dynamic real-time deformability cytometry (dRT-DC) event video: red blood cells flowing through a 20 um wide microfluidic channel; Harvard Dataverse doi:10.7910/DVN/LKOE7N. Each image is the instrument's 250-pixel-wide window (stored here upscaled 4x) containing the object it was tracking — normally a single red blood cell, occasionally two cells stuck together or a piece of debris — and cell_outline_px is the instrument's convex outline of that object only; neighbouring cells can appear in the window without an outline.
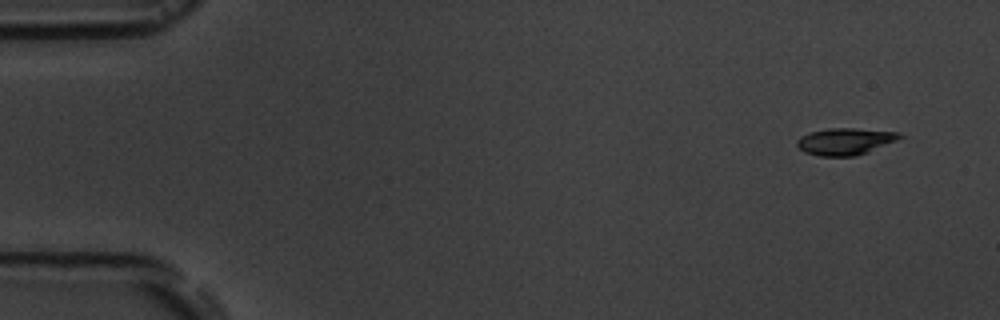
{"species": "common noctule bat (a hibernating species)", "species_latin": "Nyctalus noctula", "temperature_condition": "room temperature", "stored_images_in_passage": 5, "segment_of_instrument_passage": [1, 2], "camera_frame_rate_fps": 3000, "um_per_image_px": 0.085, "animal": {"sex": "male", "body_mass_g": 19.5, "forearm_length_mm": 54.6}, "frame": {"image": 1, "passage_image": 1, "time_ms": 0.0, "image_size_px": [1000, 320], "cell_outline_px": [[904, 136], [896, 140], [868, 152], [856, 156], [820, 156], [804, 152], [796, 144], [796, 140], [800, 136], [812, 132], [828, 128], [852, 128], [900, 132]], "centroid_in_image_um": [71.83, 12.02], "position_along_channel_um": 13.2, "area_um2": 16.01}}